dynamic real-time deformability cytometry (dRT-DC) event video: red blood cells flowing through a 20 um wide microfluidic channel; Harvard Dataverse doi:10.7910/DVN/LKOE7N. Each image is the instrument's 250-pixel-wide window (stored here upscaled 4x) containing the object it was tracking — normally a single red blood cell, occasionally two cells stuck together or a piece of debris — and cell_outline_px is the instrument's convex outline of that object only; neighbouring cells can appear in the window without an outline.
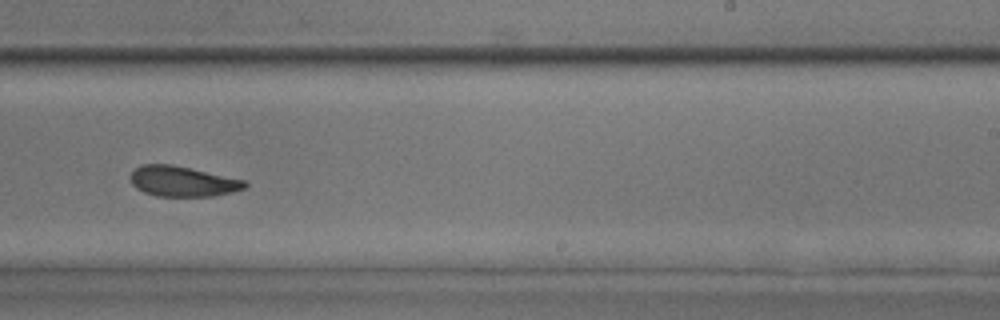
{"species": "common noctule bat (a hibernating species)", "species_latin": "Nyctalus noctula", "temperature_condition": "room temperature", "stored_images_in_passage": 26, "camera_frame_rate_fps": 3000, "um_per_image_px": 0.085, "animal": {"sex": "male", "body_mass_g": 17.9, "forearm_length_mm": 54.2}, "frame": {"image": 1, "passage_image": 15, "time_ms": 4.667, "image_size_px": [1000, 320], "cell_outline_px": [[248, 184], [244, 188], [232, 192], [212, 196], [156, 196], [144, 192], [136, 188], [132, 184], [132, 172], [140, 164], [172, 164], [244, 180]], "centroid_in_image_um": [15.5, 15.41], "position_along_channel_um": 273.5, "area_um2": 20.0}}